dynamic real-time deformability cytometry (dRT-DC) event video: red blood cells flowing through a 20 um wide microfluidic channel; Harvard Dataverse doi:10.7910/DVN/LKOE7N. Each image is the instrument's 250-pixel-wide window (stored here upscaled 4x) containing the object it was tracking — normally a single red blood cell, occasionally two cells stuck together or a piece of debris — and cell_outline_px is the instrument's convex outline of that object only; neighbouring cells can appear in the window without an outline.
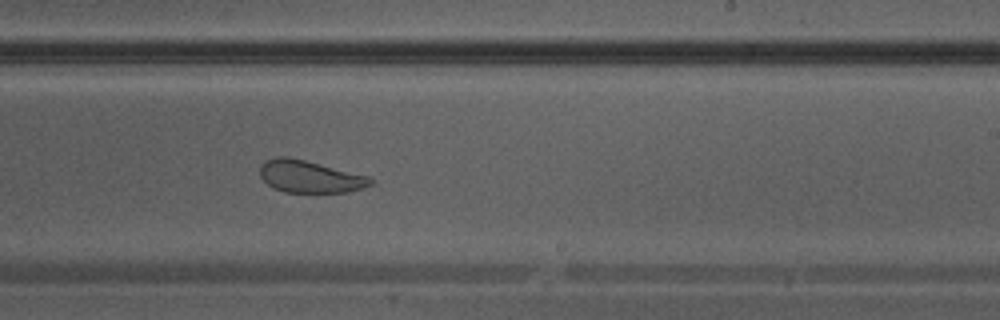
{"species": "Egyptian fruit bat (a non-hibernating species)", "species_latin": "Rousettus aegyptiacus", "temperature_condition": "warm", "stored_images_in_passage": 37, "camera_frame_rate_fps": 3000, "um_per_image_px": 0.085, "animal": {"sex": "male"}, "frame": {"image": 1, "passage_image": 22, "time_ms": 7.0, "image_size_px": [1000, 320], "cell_outline_px": [[376, 180], [372, 184], [348, 192], [284, 192], [272, 188], [260, 176], [260, 164], [264, 160], [276, 156], [288, 156], [368, 176]], "centroid_in_image_um": [26.29, 15.0], "position_along_channel_um": 262.7, "area_um2": 20.75}}